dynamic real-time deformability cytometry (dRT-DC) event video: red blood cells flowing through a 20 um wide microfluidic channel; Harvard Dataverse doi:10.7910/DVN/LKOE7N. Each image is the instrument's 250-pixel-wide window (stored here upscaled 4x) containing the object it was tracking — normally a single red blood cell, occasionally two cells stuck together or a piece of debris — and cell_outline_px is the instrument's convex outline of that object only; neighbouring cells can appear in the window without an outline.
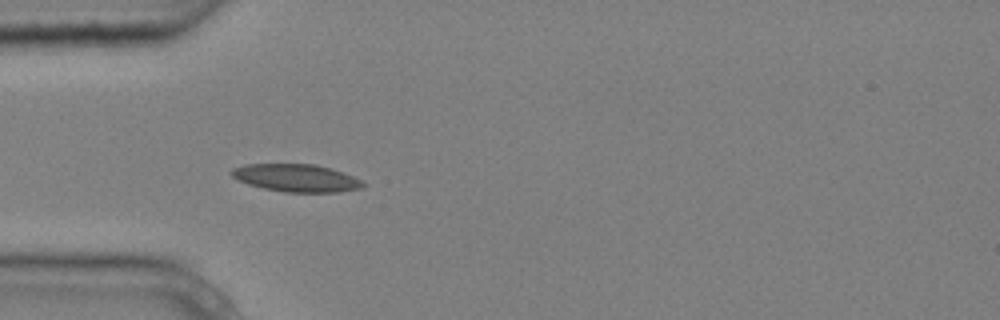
{"species": "common noctule bat (a hibernating species)", "species_latin": "Nyctalus noctula", "temperature_condition": "cold", "stored_images_in_passage": 7, "camera_frame_rate_fps": 3000, "um_per_image_px": 0.085, "animal": {"sex": "male", "body_mass_g": 20.4}, "frame": {"image": 1, "passage_image": 5, "time_ms": 1.333, "image_size_px": [1000, 320], "cell_outline_px": [[364, 184], [360, 188], [340, 192], [284, 192], [264, 188], [248, 184], [236, 180], [228, 172], [232, 168], [244, 164], [312, 164], [328, 168], [352, 176], [360, 180]], "centroid_in_image_um": [25.09, 15.12], "position_along_channel_um": 59.9, "area_um2": 20.98}}
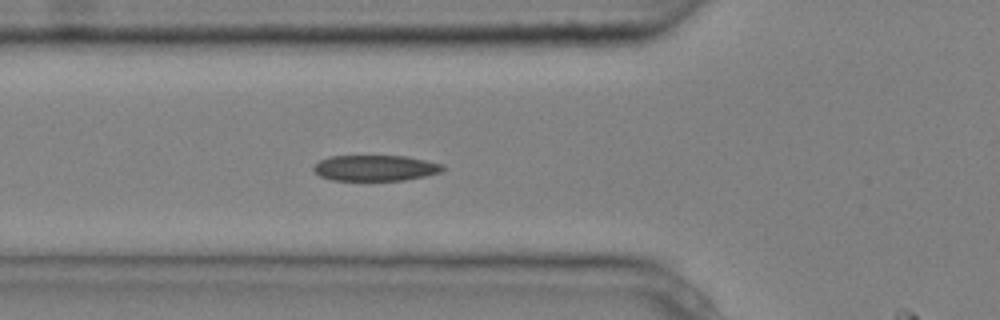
{"frame": {"image": 2, "passage_image": 6, "time_ms": 1.667, "image_size_px": [1000, 320], "cell_outline_px": [[448, 168], [444, 172], [404, 180], [332, 180], [320, 176], [312, 168], [320, 160], [328, 156], [408, 156], [444, 164]], "centroid_in_image_um": [31.98, 14.27], "position_along_channel_um": 93.8, "area_um2": 19.59}}